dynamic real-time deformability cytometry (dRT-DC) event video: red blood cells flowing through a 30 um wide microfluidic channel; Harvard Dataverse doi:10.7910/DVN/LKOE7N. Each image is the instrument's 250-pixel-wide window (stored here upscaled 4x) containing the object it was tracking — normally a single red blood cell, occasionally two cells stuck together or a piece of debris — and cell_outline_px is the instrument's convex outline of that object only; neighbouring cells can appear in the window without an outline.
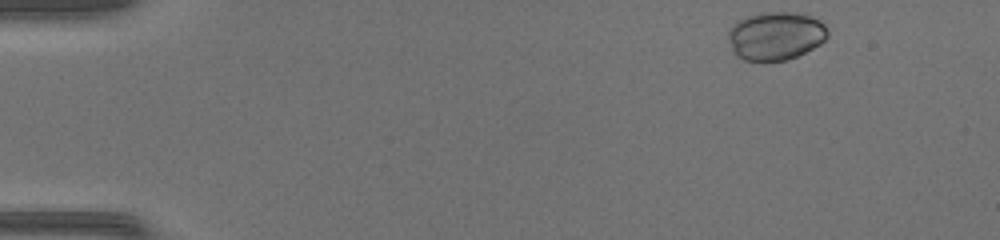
{"species": "common noctule bat (a hibernating species)", "species_latin": "Nyctalus noctula", "temperature_condition": "warm", "stored_images_in_passage": 44, "camera_frame_rate_fps": 3000, "um_per_image_px": 0.085, "animal": {"sex": "female", "body_mass_g": 17.0, "forearm_length_mm": 48.0}, "frame": {"image": 1, "passage_image": 1, "time_ms": 0.0, "image_size_px": [1000, 240], "cell_outline_px": [[828, 36], [820, 44], [788, 60], [744, 60], [736, 56], [728, 40], [728, 32], [732, 24], [748, 16], [760, 12], [804, 12], [820, 20], [828, 28]], "centroid_in_image_um": [65.95, 3.02], "position_along_channel_um": 19.1, "area_um2": 28.15}}
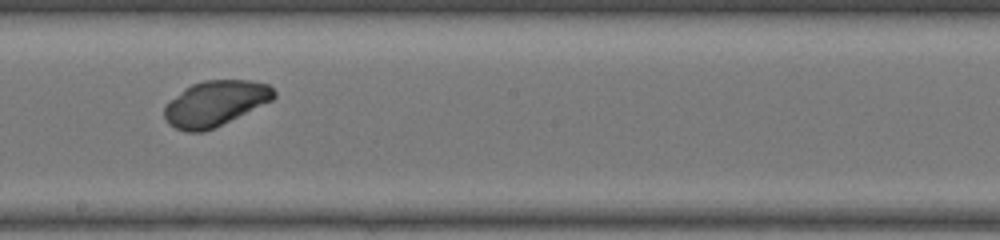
{"frame": {"image": 2, "passage_image": 24, "time_ms": 7.667, "image_size_px": [1000, 240], "cell_outline_px": [[276, 96], [272, 100], [204, 132], [188, 132], [176, 128], [168, 124], [164, 116], [164, 108], [184, 88], [192, 84], [204, 80], [252, 80], [268, 84], [276, 92]], "centroid_in_image_um": [18.3, 8.78], "position_along_channel_um": 229.9, "area_um2": 28.55}}
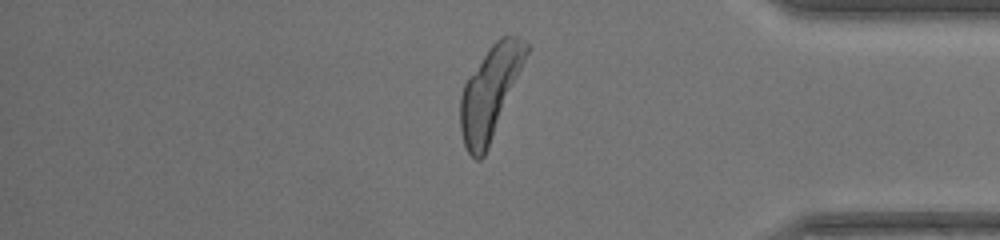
{"frame": {"image": 3, "passage_image": 37, "time_ms": 12.0, "image_size_px": [1000, 240], "cell_outline_px": [[528, 52], [488, 148], [484, 156], [480, 160], [476, 160], [468, 152], [464, 144], [460, 128], [460, 96], [464, 84], [468, 76], [492, 44], [500, 36], [516, 36], [524, 40], [528, 44]], "centroid_in_image_um": [41.62, 7.86], "position_along_channel_um": 393.6, "area_um2": 34.51}, "authors_computed_cell_mechanics": {"area_um2": 29.5936, "velocity_mm_per_s": 4.291, "shape_relaxation_time_tau1_ms": 0.7066, "shape_relaxation_time_tau2_ms": null, "deformation_change_tau1": 0.0352, "deformation_change_tau2": null}}